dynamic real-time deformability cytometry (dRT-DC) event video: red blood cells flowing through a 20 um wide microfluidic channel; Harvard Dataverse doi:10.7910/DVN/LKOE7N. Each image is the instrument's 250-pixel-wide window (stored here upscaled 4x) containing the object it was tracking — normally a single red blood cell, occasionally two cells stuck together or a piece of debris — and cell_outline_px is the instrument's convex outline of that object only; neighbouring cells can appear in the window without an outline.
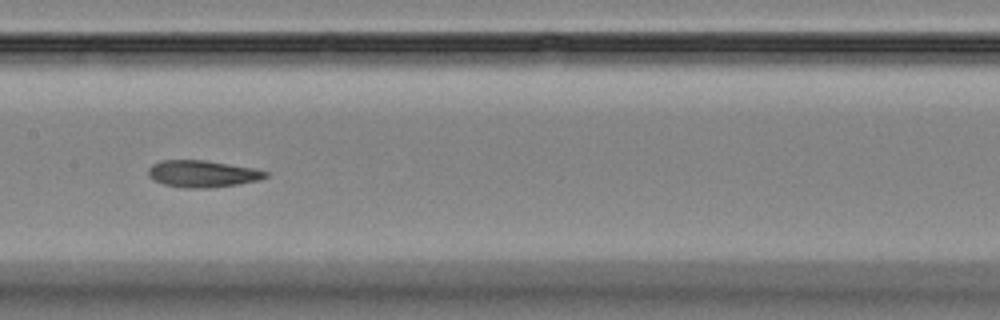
{"species": "Egyptian fruit bat (a non-hibernating species)", "species_latin": "Rousettus aegyptiacus", "temperature_condition": "room temperature", "stored_images_in_passage": 10, "camera_frame_rate_fps": 3000, "um_per_image_px": 0.085, "animal": {"sex": "female"}, "frame": {"image": 1, "passage_image": 7, "time_ms": 8.0, "image_size_px": [1000, 320], "cell_outline_px": [[268, 176], [260, 180], [236, 184], [208, 188], [180, 188], [164, 184], [148, 176], [148, 168], [152, 164], [160, 160], [204, 160], [252, 168], [268, 172]], "centroid_in_image_um": [17.18, 14.77], "position_along_channel_um": 190.2, "area_um2": 18.26}}
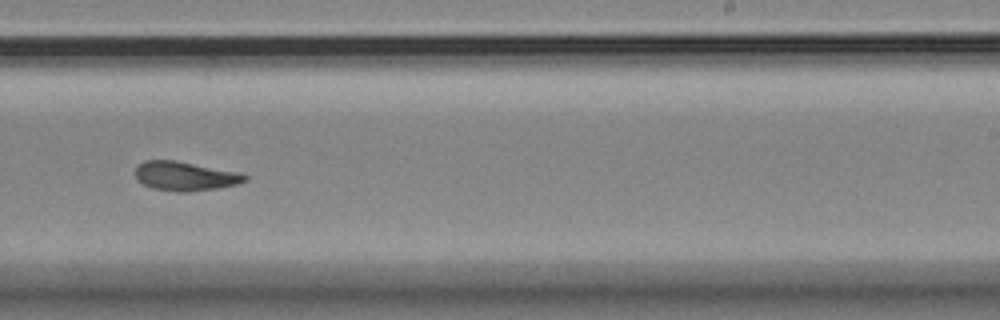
{"frame": {"image": 2, "passage_image": 9, "time_ms": 10.333, "image_size_px": [1000, 320], "cell_outline_px": [[248, 180], [236, 184], [216, 188], [188, 192], [176, 192], [152, 188], [136, 180], [136, 168], [144, 160], [176, 160], [240, 172], [248, 176]], "centroid_in_image_um": [15.74, 14.97], "position_along_channel_um": 273.3, "area_um2": 18.67}}
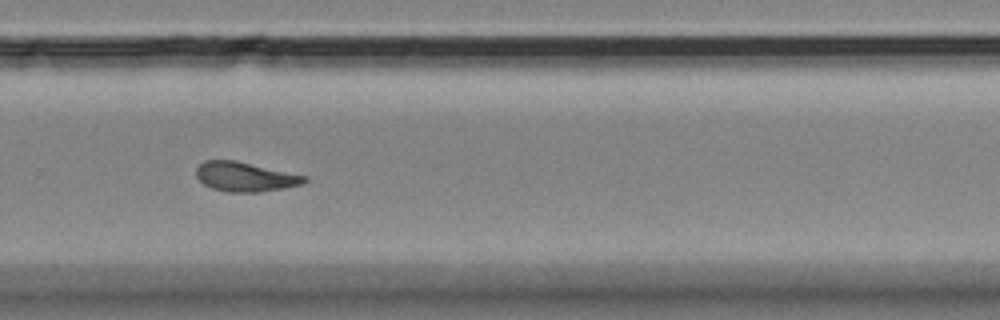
{"frame": {"image": 3, "passage_image": 10, "time_ms": 11.333, "image_size_px": [1000, 320], "cell_outline_px": [[308, 180], [300, 184], [284, 188], [260, 192], [228, 192], [212, 188], [204, 184], [196, 176], [196, 168], [204, 160], [236, 160], [308, 176]], "centroid_in_image_um": [20.84, 15.02], "position_along_channel_um": 309.0, "area_um2": 18.61}}